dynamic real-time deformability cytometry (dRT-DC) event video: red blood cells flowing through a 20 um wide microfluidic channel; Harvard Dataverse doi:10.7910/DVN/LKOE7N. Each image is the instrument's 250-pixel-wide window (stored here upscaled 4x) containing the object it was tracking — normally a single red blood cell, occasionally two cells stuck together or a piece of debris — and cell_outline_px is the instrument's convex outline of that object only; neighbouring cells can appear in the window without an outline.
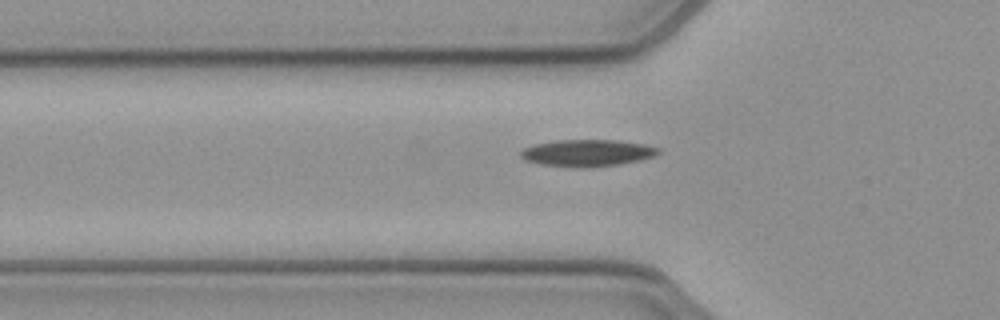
{"species": "common noctule bat (a hibernating species)", "species_latin": "Nyctalus noctula", "temperature_condition": "cold", "stored_images_in_passage": 40, "camera_frame_rate_fps": 3000, "um_per_image_px": 0.085, "animal": {"sex": "female", "body_mass_g": 21.9}, "frame": {"image": 1, "passage_image": 5, "time_ms": 1.333, "image_size_px": [1000, 320], "cell_outline_px": [[660, 152], [656, 156], [640, 160], [620, 164], [584, 168], [580, 168], [540, 164], [524, 160], [520, 156], [520, 152], [524, 148], [532, 144], [560, 140], [616, 140], [644, 144], [660, 148]], "centroid_in_image_um": [49.92, 13.0], "position_along_channel_um": 75.9, "area_um2": 21.68}}
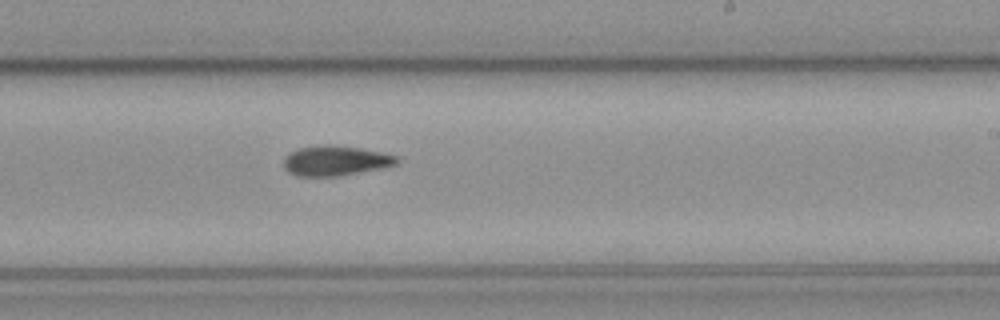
{"frame": {"image": 2, "passage_image": 19, "time_ms": 6.0, "image_size_px": [1000, 320], "cell_outline_px": [[400, 160], [396, 164], [384, 168], [336, 176], [296, 176], [288, 172], [284, 168], [284, 156], [300, 148], [324, 144], [328, 144], [360, 148], [380, 152], [396, 156]], "centroid_in_image_um": [28.51, 13.66], "position_along_channel_um": 260.5, "area_um2": 19.71}}
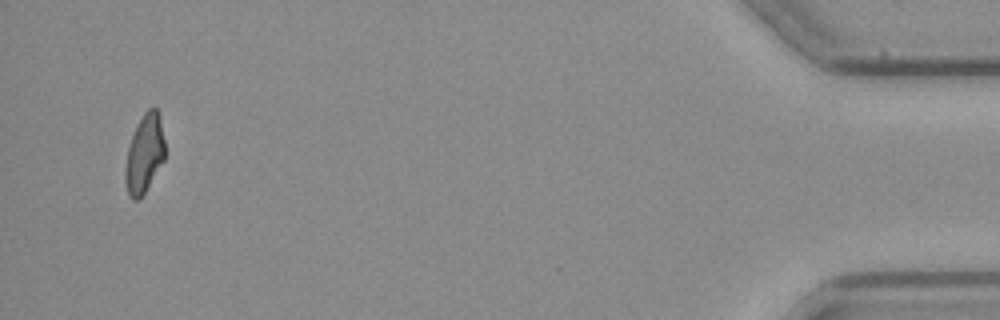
{"frame": {"image": 3, "passage_image": 38, "time_ms": 12.333, "image_size_px": [1000, 320], "cell_outline_px": [[164, 160], [140, 200], [132, 200], [128, 196], [124, 180], [124, 172], [128, 148], [132, 136], [144, 112], [148, 108], [156, 108], [160, 112], [164, 140]], "centroid_in_image_um": [12.27, 13.1], "position_along_channel_um": 422.9, "area_um2": 18.21}}